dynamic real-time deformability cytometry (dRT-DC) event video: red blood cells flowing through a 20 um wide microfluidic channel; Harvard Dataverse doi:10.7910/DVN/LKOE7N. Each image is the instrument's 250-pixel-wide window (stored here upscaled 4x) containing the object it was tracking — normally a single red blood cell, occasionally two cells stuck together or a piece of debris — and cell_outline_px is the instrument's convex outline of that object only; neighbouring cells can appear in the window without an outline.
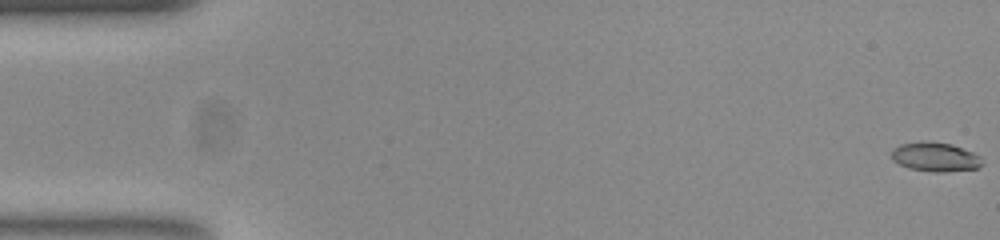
{"species": "common noctule bat (a hibernating species)", "species_latin": "Nyctalus noctula", "temperature_condition": "room temperature", "stored_images_in_passage": 53, "camera_frame_rate_fps": 3000, "um_per_image_px": 0.085, "animal": {"sex": "female", "body_mass_g": 23.0, "forearm_length_mm": 53.4}, "frame": {"image": 1, "passage_image": 1, "time_ms": 0.0, "image_size_px": [1000, 240], "cell_outline_px": [[984, 164], [980, 168], [944, 172], [936, 172], [912, 168], [900, 164], [892, 160], [892, 148], [900, 144], [920, 140], [928, 140], [952, 144], [972, 152], [980, 156], [984, 160]], "centroid_in_image_um": [79.53, 13.32], "position_along_channel_um": 5.5, "area_um2": 15.66}}
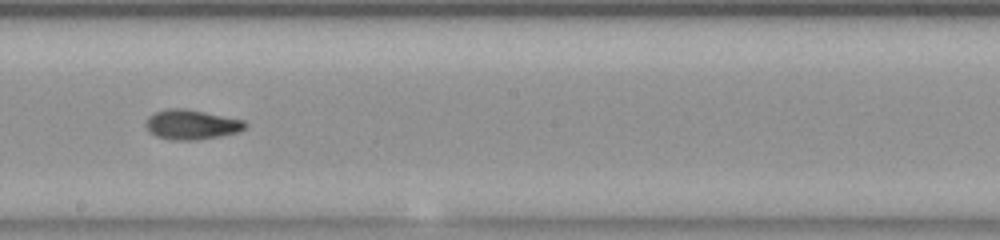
{"frame": {"image": 2, "passage_image": 30, "time_ms": 9.667, "image_size_px": [1000, 240], "cell_outline_px": [[248, 124], [244, 128], [236, 132], [216, 136], [184, 140], [156, 136], [144, 124], [148, 116], [156, 112], [168, 108], [188, 108], [244, 120]], "centroid_in_image_um": [16.27, 10.54], "position_along_channel_um": 231.9, "area_um2": 16.76}}
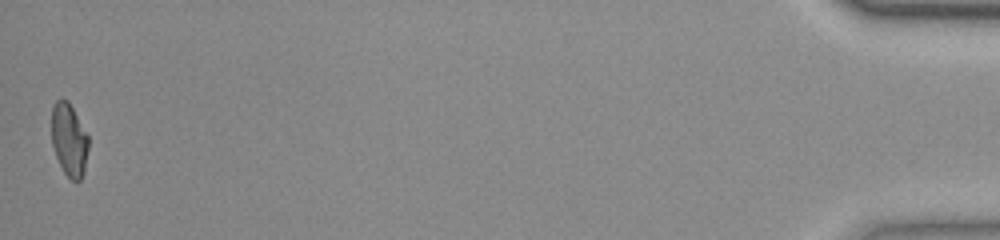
{"frame": {"image": 3, "passage_image": 53, "time_ms": 17.333, "image_size_px": [1000, 240], "cell_outline_px": [[88, 148], [84, 168], [80, 180], [72, 180], [64, 172], [56, 156], [52, 144], [52, 104], [56, 100], [68, 100], [88, 136]], "centroid_in_image_um": [5.86, 11.85], "position_along_channel_um": 429.3, "area_um2": 15.32}, "authors_computed_cell_mechanics": {"area_um2": 16.1262, "velocity_mm_per_s": 3.8834, "shape_relaxation_time_tau1_ms": null, "shape_relaxation_time_tau2_ms": 1.5049, "deformation_change_tau1": null, "deformation_change_tau2": 0.0641}}